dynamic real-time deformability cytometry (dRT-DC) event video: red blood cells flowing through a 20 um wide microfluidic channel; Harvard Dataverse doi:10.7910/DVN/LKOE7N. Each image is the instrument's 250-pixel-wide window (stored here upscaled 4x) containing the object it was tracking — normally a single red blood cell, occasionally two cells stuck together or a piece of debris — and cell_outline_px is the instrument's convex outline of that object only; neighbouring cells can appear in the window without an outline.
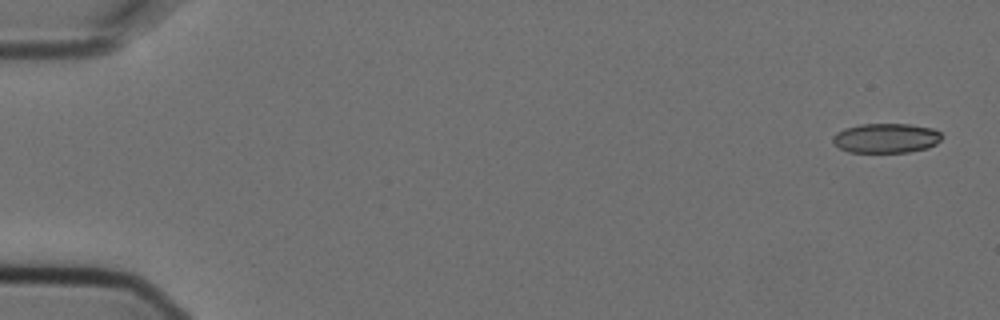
{"species": "Egyptian fruit bat (a non-hibernating species)", "species_latin": "Rousettus aegyptiacus", "temperature_condition": "cold", "stored_images_in_passage": 5, "camera_frame_rate_fps": 3000, "um_per_image_px": 0.085, "animal": {"sex": "female"}, "frame": {"image": 1, "passage_image": 1, "time_ms": 0.0, "image_size_px": [1000, 320], "cell_outline_px": [[940, 140], [936, 144], [928, 148], [908, 152], [848, 152], [832, 144], [832, 136], [836, 132], [844, 128], [860, 124], [912, 124], [932, 128], [940, 132]], "centroid_in_image_um": [75.27, 11.74], "position_along_channel_um": 9.7, "area_um2": 18.96}}
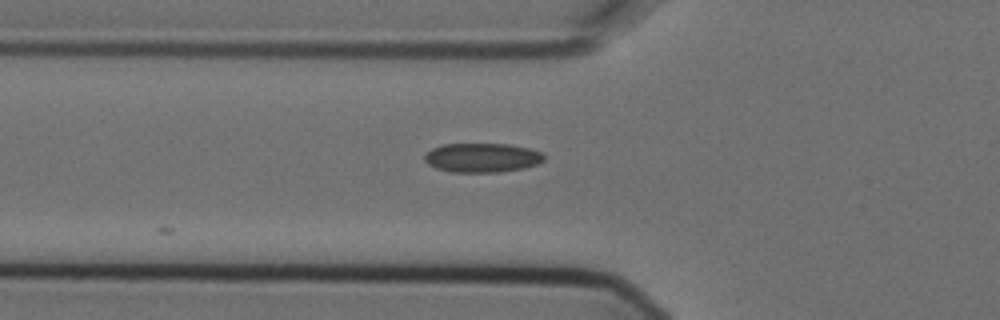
{"frame": {"image": 2, "passage_image": 5, "time_ms": 1.333, "image_size_px": [1000, 320], "cell_outline_px": [[544, 160], [536, 164], [524, 168], [500, 172], [452, 172], [436, 168], [428, 164], [424, 160], [424, 156], [432, 148], [444, 144], [508, 144], [528, 148], [544, 152]], "centroid_in_image_um": [40.99, 13.4], "position_along_channel_um": 84.8, "area_um2": 20.35}}